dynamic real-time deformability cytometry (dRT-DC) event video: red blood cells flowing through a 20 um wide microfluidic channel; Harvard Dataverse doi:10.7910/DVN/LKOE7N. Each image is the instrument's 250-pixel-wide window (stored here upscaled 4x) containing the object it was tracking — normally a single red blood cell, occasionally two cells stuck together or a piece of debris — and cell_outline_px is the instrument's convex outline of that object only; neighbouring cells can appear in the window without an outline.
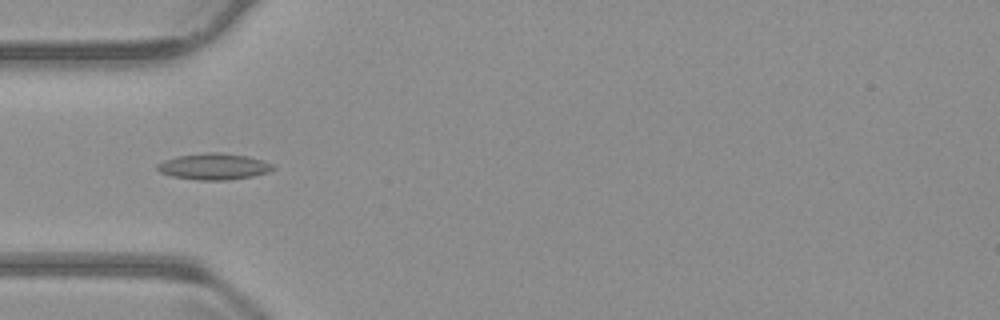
{"species": "common noctule bat (a hibernating species)", "species_latin": "Nyctalus noctula", "temperature_condition": "warm", "stored_images_in_passage": 39, "camera_frame_rate_fps": 3000, "um_per_image_px": 0.085, "animal": {"sex": "male", "body_mass_g": 23.1, "forearm_length_mm": 52.7}, "frame": {"image": 1, "passage_image": 6, "time_ms": 1.667, "image_size_px": [1000, 320], "cell_outline_px": [[276, 168], [268, 172], [252, 176], [228, 180], [200, 180], [172, 176], [160, 172], [156, 168], [156, 164], [164, 160], [176, 156], [204, 152], [220, 152], [248, 156], [264, 160], [272, 164]], "centroid_in_image_um": [18.18, 14.14], "position_along_channel_um": 66.8, "area_um2": 17.86}}
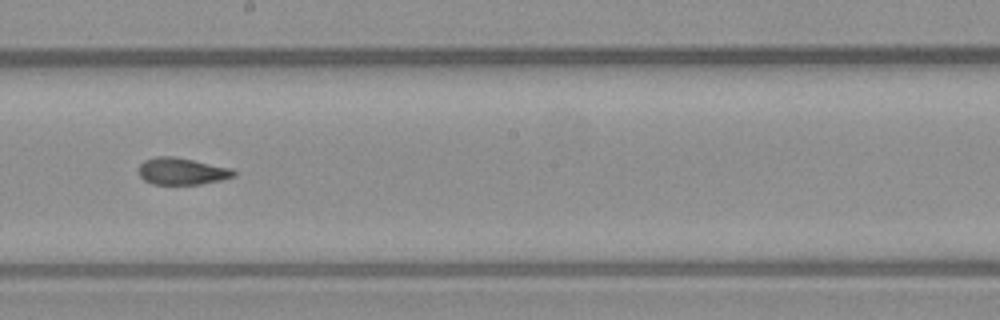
{"frame": {"image": 2, "passage_image": 19, "time_ms": 6.0, "image_size_px": [1000, 320], "cell_outline_px": [[236, 176], [220, 180], [200, 184], [152, 184], [144, 180], [140, 176], [140, 164], [144, 160], [156, 156], [172, 156], [232, 168], [236, 172]], "centroid_in_image_um": [15.47, 14.56], "position_along_channel_um": 232.7, "area_um2": 14.8}}
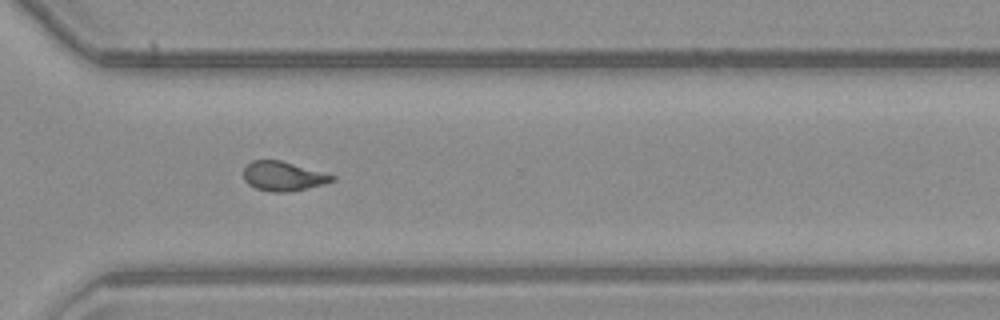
{"frame": {"image": 3, "passage_image": 28, "time_ms": 9.0, "image_size_px": [1000, 320], "cell_outline_px": [[336, 180], [324, 184], [308, 188], [288, 192], [272, 192], [256, 188], [248, 184], [244, 180], [244, 168], [252, 160], [280, 160], [336, 176]], "centroid_in_image_um": [24.07, 14.98], "position_along_channel_um": 346.5, "area_um2": 15.09}, "authors_computed_cell_mechanics": {"area_um2": 15.4904, "velocity_mm_per_s": 3.8044, "shape_relaxation_time_tau1_ms": 6.6569, "shape_relaxation_time_tau2_ms": 2.3496, "deformation_change_tau1": 0.1712, "deformation_change_tau2": 0.0814}}